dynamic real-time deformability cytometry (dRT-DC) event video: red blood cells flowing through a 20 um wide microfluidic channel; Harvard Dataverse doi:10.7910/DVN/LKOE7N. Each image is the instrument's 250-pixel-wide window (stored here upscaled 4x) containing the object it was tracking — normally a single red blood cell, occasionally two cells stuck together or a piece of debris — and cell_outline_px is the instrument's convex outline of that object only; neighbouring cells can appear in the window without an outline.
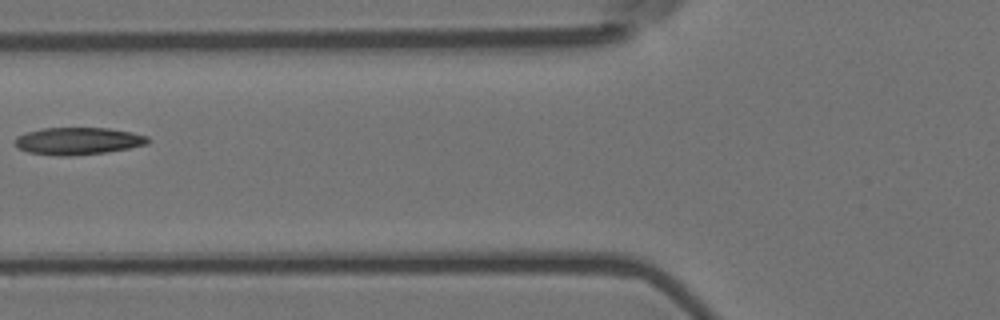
{"species": "Egyptian fruit bat (a non-hibernating species)", "species_latin": "Rousettus aegyptiacus", "temperature_condition": "room temperature", "stored_images_in_passage": 9, "camera_frame_rate_fps": 3000, "um_per_image_px": 0.085, "animal": {"sex": "female"}, "frame": {"image": 1, "passage_image": 7, "time_ms": 2.0, "image_size_px": [1000, 320], "cell_outline_px": [[152, 140], [148, 144], [128, 148], [104, 152], [68, 156], [60, 156], [28, 152], [20, 148], [16, 144], [16, 136], [24, 132], [40, 128], [108, 128], [132, 132], [148, 136]], "centroid_in_image_um": [6.65, 11.97], "position_along_channel_um": 119.1, "area_um2": 21.1}}
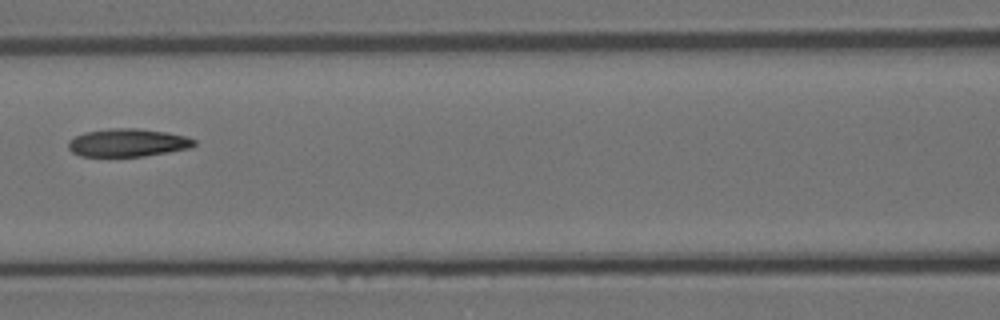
{"frame": {"image": 2, "passage_image": 8, "time_ms": 2.333, "image_size_px": [1000, 320], "cell_outline_px": [[196, 144], [188, 148], [168, 152], [144, 156], [80, 156], [72, 152], [68, 148], [68, 140], [84, 132], [108, 128], [136, 128], [164, 132], [184, 136], [196, 140]], "centroid_in_image_um": [10.81, 12.13], "position_along_channel_um": 155.8, "area_um2": 20.4}}
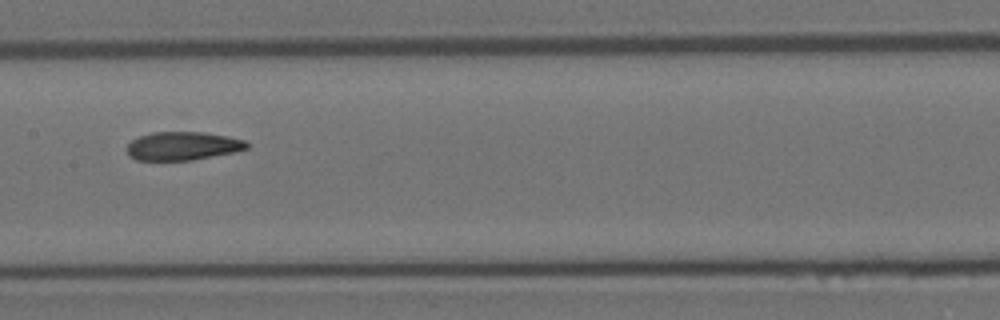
{"frame": {"image": 3, "passage_image": 9, "time_ms": 2.667, "image_size_px": [1000, 320], "cell_outline_px": [[248, 148], [236, 152], [192, 160], [136, 160], [128, 156], [128, 144], [132, 140], [140, 136], [152, 132], [204, 132], [244, 140], [248, 144]], "centroid_in_image_um": [15.52, 12.41], "position_along_channel_um": 191.9, "area_um2": 19.77}}